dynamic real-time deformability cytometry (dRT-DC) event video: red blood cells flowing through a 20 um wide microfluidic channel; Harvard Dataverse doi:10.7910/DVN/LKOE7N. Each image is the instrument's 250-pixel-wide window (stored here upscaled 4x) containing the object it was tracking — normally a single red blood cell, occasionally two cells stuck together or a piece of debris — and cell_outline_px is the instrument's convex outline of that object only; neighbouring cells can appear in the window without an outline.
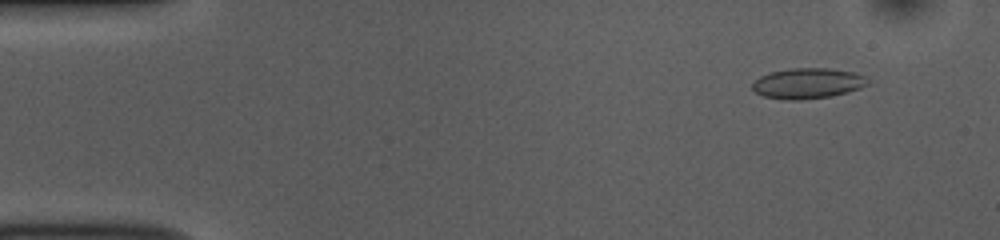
{"species": "common noctule bat (a hibernating species)", "species_latin": "Nyctalus noctula", "temperature_condition": "room temperature", "stored_images_in_passage": 52, "camera_frame_rate_fps": 3000, "um_per_image_px": 0.085, "animal": {"sex": "female", "body_mass_g": 10.0, "forearm_length_mm": 53.1}, "frame": {"image": 1, "passage_image": 5, "time_ms": 1.333, "image_size_px": [1000, 240], "cell_outline_px": [[868, 84], [860, 88], [848, 92], [832, 96], [800, 100], [784, 100], [764, 96], [756, 92], [752, 88], [752, 84], [760, 76], [768, 72], [792, 68], [828, 68], [852, 72], [864, 76]], "centroid_in_image_um": [68.62, 7.09], "position_along_channel_um": 16.4, "area_um2": 20.46}}
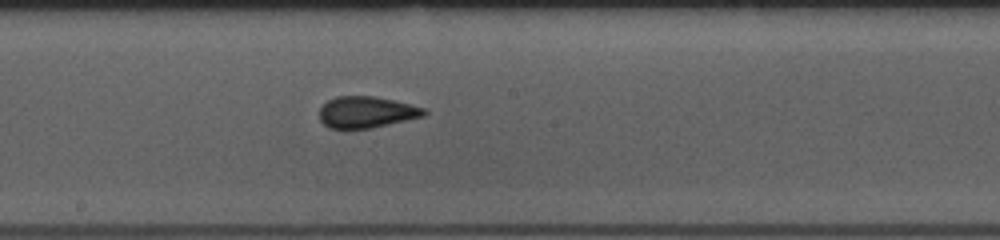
{"frame": {"image": 2, "passage_image": 28, "time_ms": 9.0, "image_size_px": [1000, 240], "cell_outline_px": [[428, 112], [424, 116], [372, 128], [328, 128], [320, 120], [320, 108], [328, 100], [336, 96], [372, 96], [392, 100], [428, 108]], "centroid_in_image_um": [31.17, 9.53], "position_along_channel_um": 217.0, "area_um2": 19.13}}
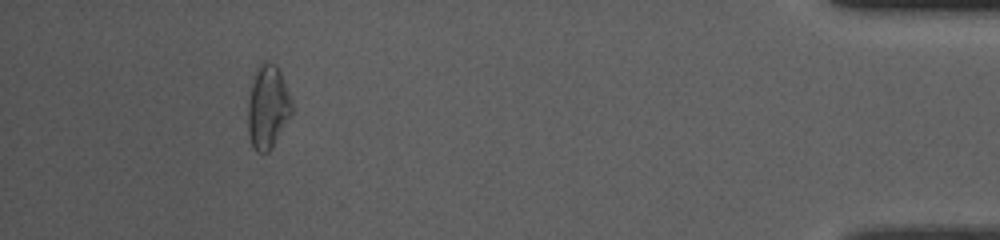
{"frame": {"image": 3, "passage_image": 48, "time_ms": 15.667, "image_size_px": [1000, 240], "cell_outline_px": [[292, 112], [268, 152], [256, 152], [252, 148], [248, 132], [248, 104], [252, 72], [260, 60], [264, 60], [276, 64], [280, 72], [292, 100]], "centroid_in_image_um": [22.72, 9.0], "position_along_channel_um": 412.5, "area_um2": 21.56}, "authors_computed_cell_mechanics": {"area_um2": 19.5075, "velocity_mm_per_s": 3.8486, "shape_relaxation_time_tau1_ms": 6.0195, "shape_relaxation_time_tau2_ms": 1.1681, "deformation_change_tau1": 0.1384, "deformation_change_tau2": 0.063}}